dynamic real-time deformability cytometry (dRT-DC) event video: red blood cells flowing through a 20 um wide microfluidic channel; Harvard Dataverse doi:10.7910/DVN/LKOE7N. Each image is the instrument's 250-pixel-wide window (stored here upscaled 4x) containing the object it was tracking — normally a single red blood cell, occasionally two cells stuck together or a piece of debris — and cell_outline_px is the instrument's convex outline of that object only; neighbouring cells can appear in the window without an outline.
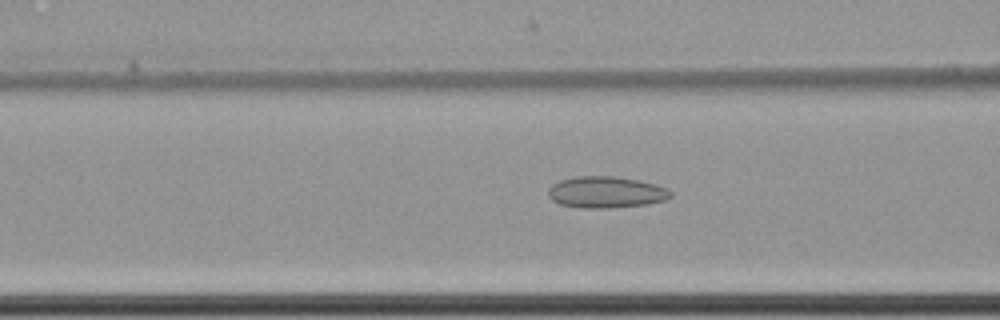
{"species": "common noctule bat (a hibernating species)", "species_latin": "Nyctalus noctula", "temperature_condition": "cold", "stored_images_in_passage": 62, "camera_frame_rate_fps": 3000, "um_per_image_px": 0.085, "animal": {"sex": "female", "body_mass_g": 22.7, "forearm_length_mm": 54.2}, "frame": {"image": 1, "passage_image": 27, "time_ms": 8.667, "image_size_px": [1000, 320], "cell_outline_px": [[672, 196], [664, 200], [648, 204], [608, 208], [580, 208], [560, 204], [552, 200], [548, 196], [548, 188], [552, 184], [560, 180], [576, 176], [616, 176], [640, 180], [656, 184], [668, 188], [672, 192]], "centroid_in_image_um": [51.52, 16.33], "position_along_channel_um": 115.1, "area_um2": 22.72}}
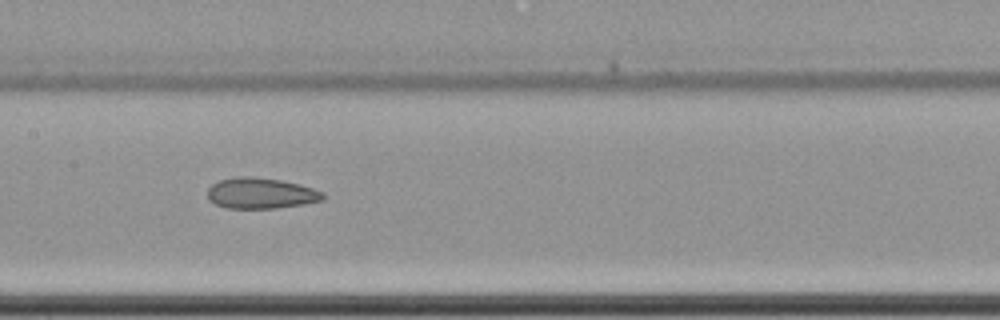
{"frame": {"image": 2, "passage_image": 33, "time_ms": 10.667, "image_size_px": [1000, 320], "cell_outline_px": [[324, 200], [304, 204], [276, 208], [224, 208], [208, 200], [208, 188], [212, 184], [220, 180], [236, 176], [252, 176], [280, 180], [300, 184], [324, 192]], "centroid_in_image_um": [22.17, 16.42], "position_along_channel_um": 185.2, "area_um2": 20.87}}
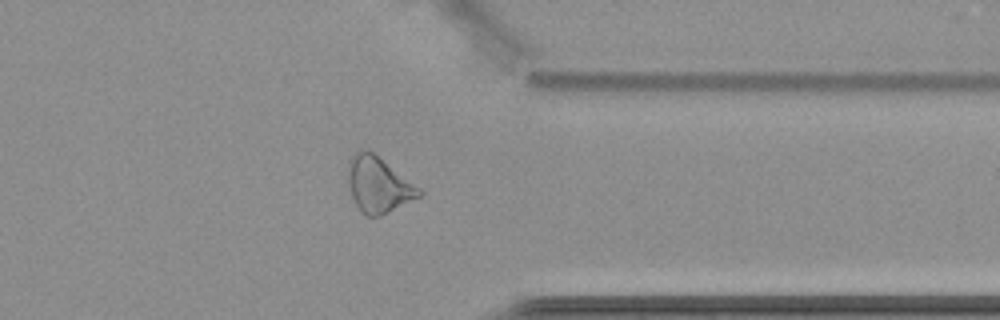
{"frame": {"image": 3, "passage_image": 50, "time_ms": 16.333, "image_size_px": [1000, 320], "cell_outline_px": [[424, 192], [420, 196], [380, 216], [368, 216], [356, 204], [352, 196], [348, 184], [348, 180], [352, 156], [356, 152], [372, 152], [420, 188]], "centroid_in_image_um": [32.19, 15.74], "position_along_channel_um": 379.2, "area_um2": 22.02}, "authors_computed_cell_mechanics": {"area_um2": 24.6228, "velocity_mm_per_s": 3.4941, "shape_relaxation_time_tau1_ms": null, "shape_relaxation_time_tau2_ms": 3.7402, "deformation_change_tau1": null, "deformation_change_tau2": 0.1264}}